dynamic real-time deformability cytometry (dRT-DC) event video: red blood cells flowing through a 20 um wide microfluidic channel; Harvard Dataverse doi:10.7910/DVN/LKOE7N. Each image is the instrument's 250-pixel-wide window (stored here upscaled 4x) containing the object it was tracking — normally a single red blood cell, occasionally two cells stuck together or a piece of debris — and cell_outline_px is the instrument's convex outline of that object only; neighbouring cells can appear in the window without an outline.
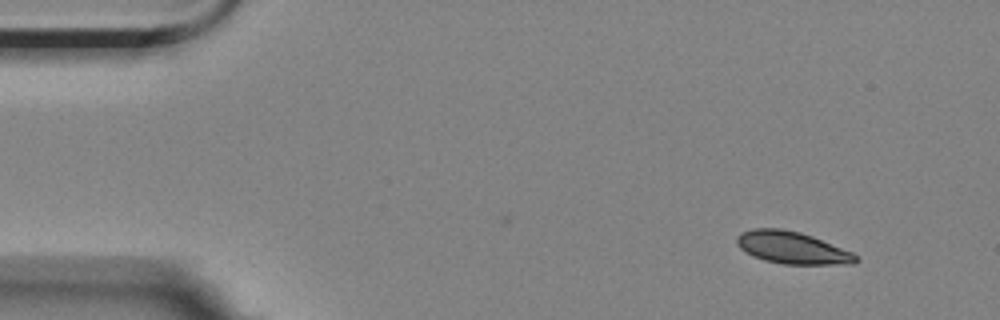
{"species": "Egyptian fruit bat (a non-hibernating species)", "species_latin": "Rousettus aegyptiacus", "temperature_condition": "room temperature", "stored_images_in_passage": 5, "segment_of_instrument_passage": [1, 2], "camera_frame_rate_fps": 3000, "um_per_image_px": 0.085, "animal": {"sex": "female"}, "frame": {"image": 1, "passage_image": 1, "time_ms": 0.0, "image_size_px": [1000, 320], "cell_outline_px": [[860, 260], [852, 264], [784, 264], [764, 260], [752, 256], [740, 248], [736, 244], [736, 236], [740, 232], [752, 228], [780, 228], [800, 232], [812, 236], [852, 252], [860, 256]], "centroid_in_image_um": [67.32, 21.05], "position_along_channel_um": 17.7, "area_um2": 22.48}}
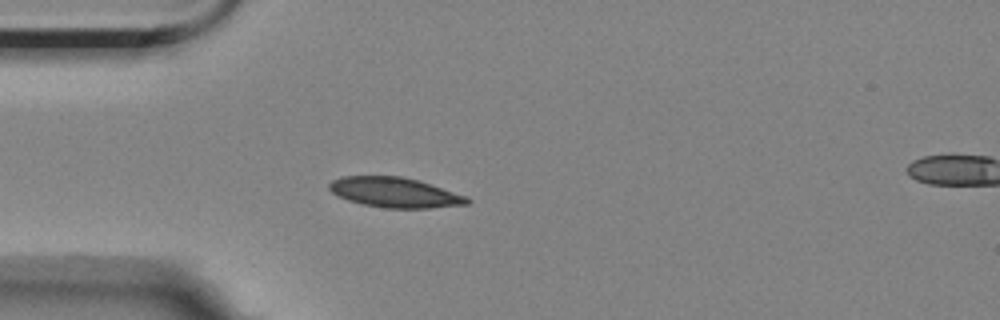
{"frame": {"image": 2, "passage_image": 4, "time_ms": 3.333, "image_size_px": [1000, 320], "cell_outline_px": [[472, 200], [468, 204], [428, 208], [384, 208], [364, 204], [348, 200], [336, 196], [328, 188], [328, 184], [332, 180], [340, 176], [400, 176], [420, 180], [468, 196]], "centroid_in_image_um": [33.57, 16.35], "position_along_channel_um": 51.4, "area_um2": 24.39}}